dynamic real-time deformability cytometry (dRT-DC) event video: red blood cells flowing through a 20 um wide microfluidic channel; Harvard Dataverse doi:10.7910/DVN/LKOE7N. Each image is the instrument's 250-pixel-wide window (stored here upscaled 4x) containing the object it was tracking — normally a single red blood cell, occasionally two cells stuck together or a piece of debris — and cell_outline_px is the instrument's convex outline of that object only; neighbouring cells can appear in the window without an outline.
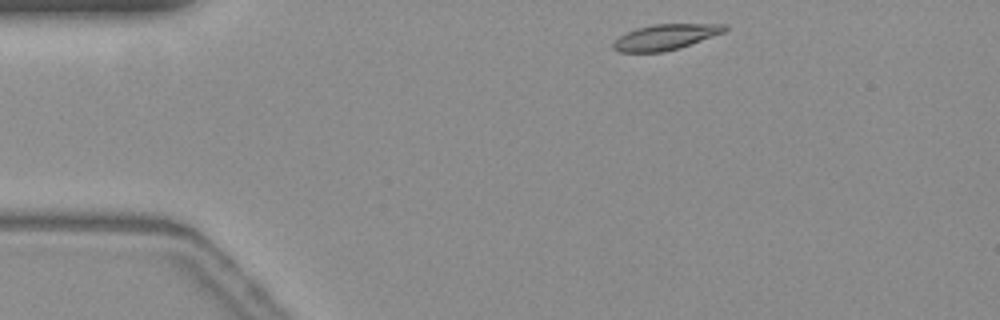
{"species": "common noctule bat (a hibernating species)", "species_latin": "Nyctalus noctula", "temperature_condition": "warm", "stored_images_in_passage": 47, "camera_frame_rate_fps": 3000, "um_per_image_px": 0.085, "animal": {"sex": "female", "body_mass_g": 19.3, "forearm_length_mm": 54.1}, "frame": {"image": 1, "passage_image": 1, "time_ms": 0.0, "image_size_px": [1000, 320], "cell_outline_px": [[728, 28], [724, 32], [680, 48], [664, 52], [620, 52], [612, 48], [612, 44], [620, 36], [636, 28], [652, 24], [728, 24]], "centroid_in_image_um": [56.57, 3.15], "position_along_channel_um": 28.4, "area_um2": 16.59}}
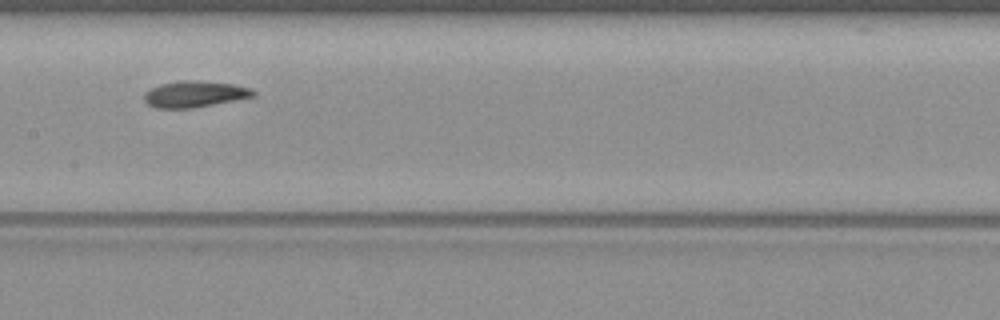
{"frame": {"image": 2, "passage_image": 19, "time_ms": 6.0, "image_size_px": [1000, 320], "cell_outline_px": [[256, 96], [192, 108], [156, 108], [148, 104], [144, 100], [144, 92], [160, 84], [180, 80], [196, 80], [232, 84], [248, 88], [256, 92]], "centroid_in_image_um": [16.51, 7.99], "position_along_channel_um": 190.9, "area_um2": 16.59}}
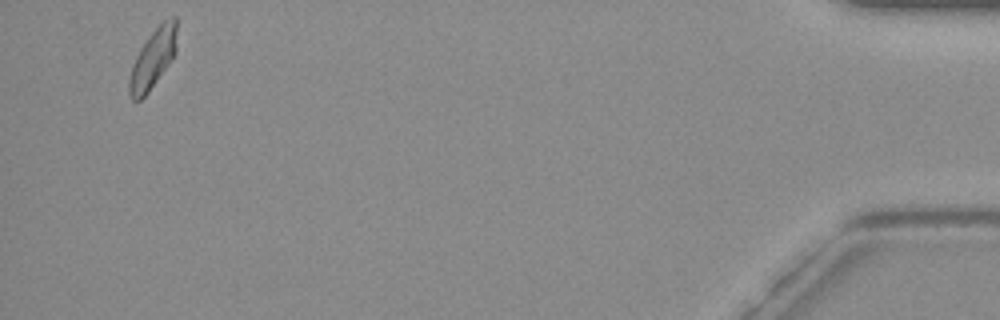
{"frame": {"image": 3, "passage_image": 45, "time_ms": 14.667, "image_size_px": [1000, 320], "cell_outline_px": [[176, 52], [168, 64], [148, 92], [140, 100], [132, 100], [128, 96], [128, 80], [132, 64], [140, 48], [148, 36], [168, 16], [176, 16]], "centroid_in_image_um": [12.97, 4.99], "position_along_channel_um": 422.2, "area_um2": 16.36}, "authors_computed_cell_mechanics": {"area_um2": 16.5886, "velocity_mm_per_s": 3.6846, "shape_relaxation_time_tau1_ms": 8.9439, "shape_relaxation_time_tau2_ms": 2.0575, "deformation_change_tau1": 0.1939, "deformation_change_tau2": 0.0728}}